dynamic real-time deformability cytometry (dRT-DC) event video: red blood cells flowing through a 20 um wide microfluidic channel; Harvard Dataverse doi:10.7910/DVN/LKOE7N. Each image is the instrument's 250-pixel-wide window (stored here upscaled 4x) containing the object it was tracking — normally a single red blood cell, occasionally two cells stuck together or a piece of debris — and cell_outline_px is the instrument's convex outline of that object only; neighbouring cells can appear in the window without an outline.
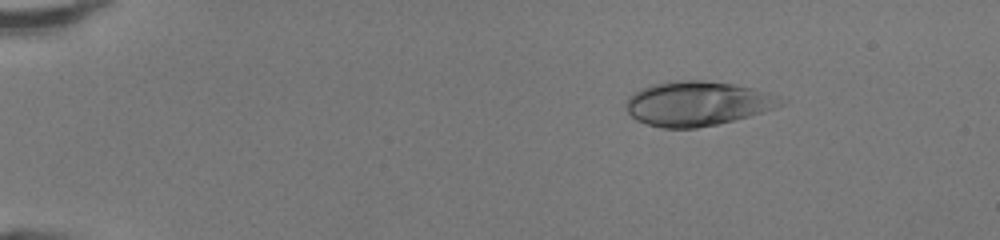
{"species": "human", "species_latin": "Homo sapiens", "temperature_condition": "room temperature", "stored_images_in_passage": 41, "camera_frame_rate_fps": 3000, "um_per_image_px": 0.085, "donor": {"sex": "female"}, "frame": {"image": 1, "passage_image": 1, "time_ms": 0.0, "image_size_px": [1000, 240], "cell_outline_px": [[788, 100], [784, 104], [776, 108], [764, 112], [716, 124], [696, 128], [664, 128], [648, 124], [636, 120], [624, 108], [624, 104], [628, 96], [632, 92], [640, 88], [652, 84], [668, 80], [704, 80], [732, 84], [752, 88], [780, 96]], "centroid_in_image_um": [59.25, 8.78], "position_along_channel_um": 25.7, "area_um2": 40.52}}
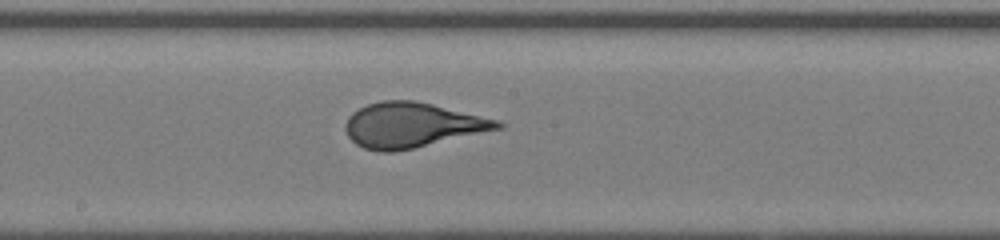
{"frame": {"image": 2, "passage_image": 21, "time_ms": 6.667, "image_size_px": [1000, 240], "cell_outline_px": [[504, 128], [412, 148], [392, 152], [380, 152], [364, 148], [356, 144], [348, 136], [344, 128], [344, 124], [348, 116], [352, 112], [368, 104], [384, 100], [412, 100], [432, 104], [500, 120], [504, 124]], "centroid_in_image_um": [35.02, 10.63], "position_along_channel_um": 213.2, "area_um2": 39.71}}
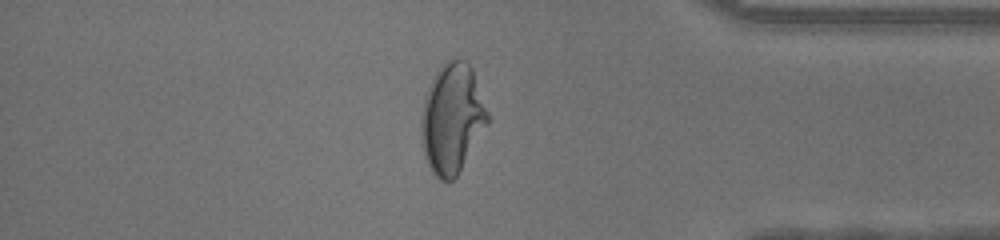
{"frame": {"image": 3, "passage_image": 35, "time_ms": 11.333, "image_size_px": [1000, 240], "cell_outline_px": [[488, 124], [456, 176], [452, 180], [440, 180], [432, 172], [428, 164], [424, 152], [420, 132], [420, 116], [424, 100], [428, 88], [436, 72], [448, 60], [464, 60], [472, 68], [488, 112]], "centroid_in_image_um": [38.42, 10.08], "position_along_channel_um": 396.8, "area_um2": 41.91}, "authors_computed_cell_mechanics": {"area_um2": 39.5352, "velocity_mm_per_s": 4.3274, "shape_relaxation_time_tau1_ms": 7.8597, "shape_relaxation_time_tau2_ms": null, "deformation_change_tau1": 0.2973, "deformation_change_tau2": null}}